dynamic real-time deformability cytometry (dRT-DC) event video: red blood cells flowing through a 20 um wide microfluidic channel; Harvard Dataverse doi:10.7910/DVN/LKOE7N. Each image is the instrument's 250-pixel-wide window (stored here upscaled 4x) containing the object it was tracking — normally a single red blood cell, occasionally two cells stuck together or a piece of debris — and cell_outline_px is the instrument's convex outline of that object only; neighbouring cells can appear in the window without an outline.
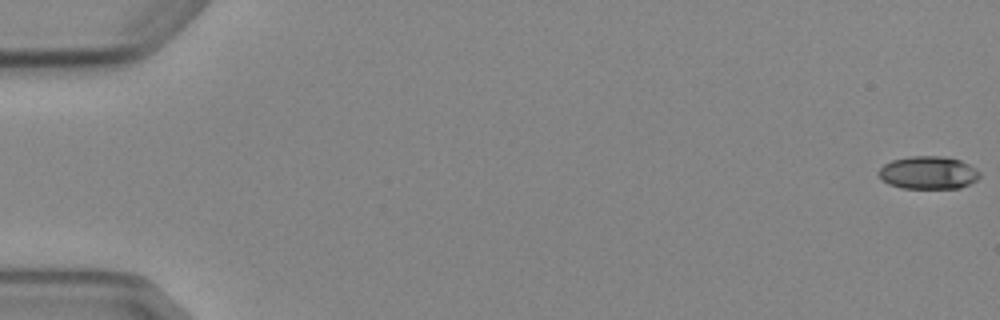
{"species": "Egyptian fruit bat (a non-hibernating species)", "species_latin": "Rousettus aegyptiacus", "temperature_condition": "cold", "stored_images_in_passage": 6, "camera_frame_rate_fps": 3000, "um_per_image_px": 0.085, "animal": {"sex": "female"}, "frame": {"image": 1, "passage_image": 1, "time_ms": 0.0, "image_size_px": [1000, 320], "cell_outline_px": [[980, 176], [976, 180], [960, 188], [900, 188], [888, 184], [880, 176], [880, 168], [884, 164], [892, 160], [912, 156], [944, 156], [960, 160], [976, 168], [980, 172]], "centroid_in_image_um": [78.92, 14.67], "position_along_channel_um": 6.1, "area_um2": 19.25}}
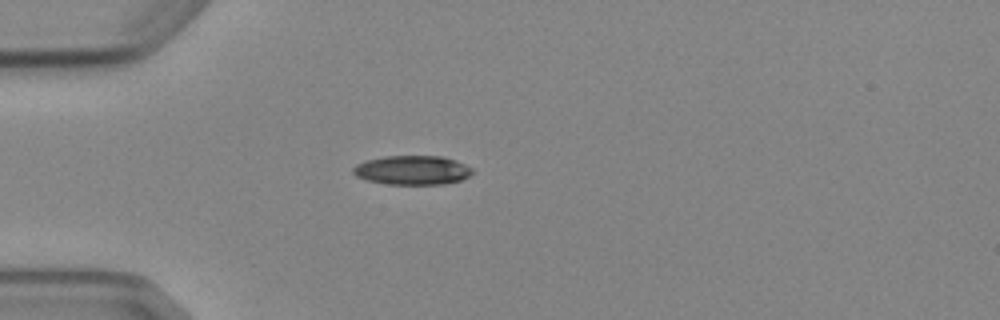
{"frame": {"image": 2, "passage_image": 5, "time_ms": 5.0, "image_size_px": [1000, 320], "cell_outline_px": [[472, 172], [468, 176], [460, 180], [444, 184], [388, 184], [368, 180], [356, 176], [352, 172], [352, 168], [356, 164], [368, 160], [384, 156], [440, 156], [456, 160], [472, 168]], "centroid_in_image_um": [35.03, 14.46], "position_along_channel_um": 50.0, "area_um2": 20.11}}